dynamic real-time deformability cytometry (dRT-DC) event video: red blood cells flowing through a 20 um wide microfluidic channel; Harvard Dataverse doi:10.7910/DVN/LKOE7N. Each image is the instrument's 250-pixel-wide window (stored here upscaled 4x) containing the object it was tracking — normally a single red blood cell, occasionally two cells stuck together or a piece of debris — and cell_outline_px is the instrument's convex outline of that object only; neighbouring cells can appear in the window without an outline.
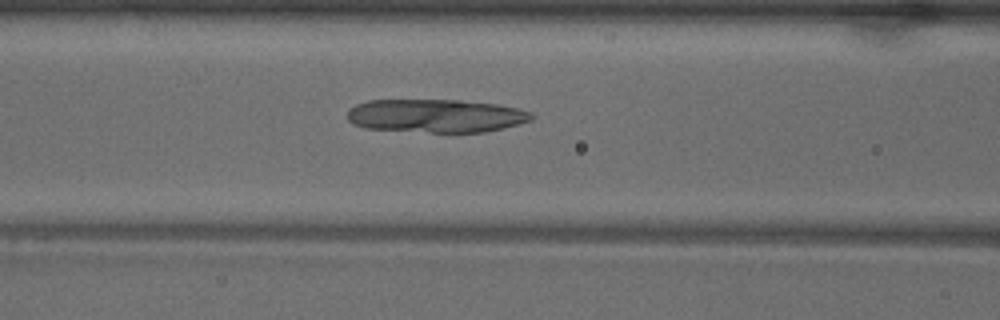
{"species": "common noctule bat (a hibernating species)", "species_latin": "Nyctalus noctula", "temperature_condition": "warm", "stored_images_in_passage": 34, "camera_frame_rate_fps": 3000, "um_per_image_px": 0.085, "animal": {"sex": "male", "body_mass_g": 18.8}, "frame": {"image": 1, "passage_image": 7, "time_ms": 2.0, "image_size_px": [1000, 320], "cell_outline_px": [[536, 116], [532, 120], [504, 128], [484, 132], [432, 132], [364, 128], [352, 124], [348, 120], [348, 112], [356, 104], [368, 100], [460, 100], [496, 104], [516, 108], [532, 112]], "centroid_in_image_um": [37.07, 9.84], "position_along_channel_um": 129.5, "area_um2": 35.78}}